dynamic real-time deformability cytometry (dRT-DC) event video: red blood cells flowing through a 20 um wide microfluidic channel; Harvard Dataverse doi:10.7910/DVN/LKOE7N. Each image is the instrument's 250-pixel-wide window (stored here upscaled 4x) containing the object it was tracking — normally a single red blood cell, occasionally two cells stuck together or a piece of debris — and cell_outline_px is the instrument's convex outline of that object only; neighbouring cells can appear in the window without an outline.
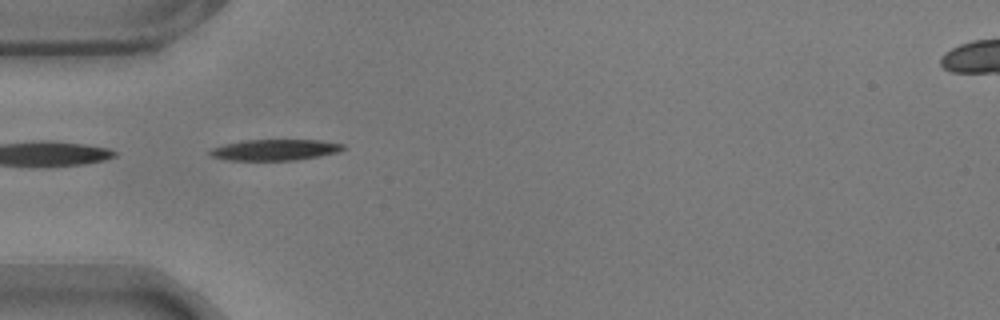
{"species": "common noctule bat (a hibernating species)", "species_latin": "Nyctalus noctula", "temperature_condition": "warm", "stored_images_in_passage": 3, "camera_frame_rate_fps": 3000, "um_per_image_px": 0.085, "animal": {"sex": "male", "body_mass_g": 17.9}, "frame": {"image": 1, "passage_image": 1, "time_ms": 0.0, "image_size_px": [1000, 320], "cell_outline_px": [[344, 148], [336, 152], [320, 156], [296, 160], [228, 160], [212, 156], [208, 152], [212, 148], [224, 144], [240, 140], [320, 140], [344, 144]], "centroid_in_image_um": [23.35, 12.73], "position_along_channel_um": 61.7, "area_um2": 16.24}}